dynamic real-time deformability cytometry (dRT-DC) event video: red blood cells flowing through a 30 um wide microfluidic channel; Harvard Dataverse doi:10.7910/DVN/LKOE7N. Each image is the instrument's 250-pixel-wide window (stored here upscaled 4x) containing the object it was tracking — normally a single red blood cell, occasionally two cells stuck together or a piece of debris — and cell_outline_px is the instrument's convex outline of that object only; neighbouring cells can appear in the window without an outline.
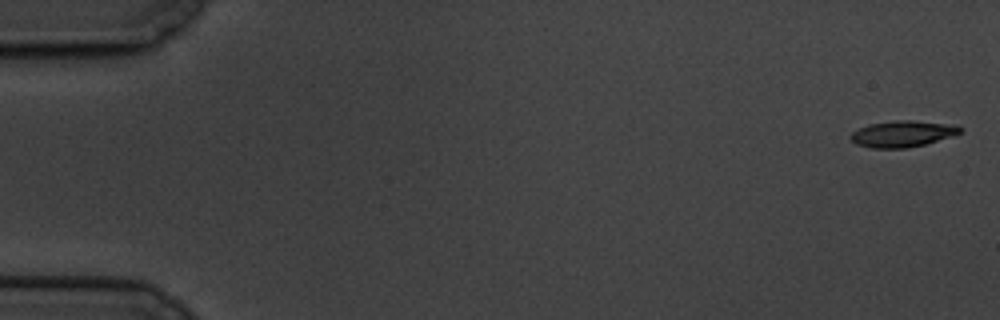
{"species": "common noctule bat (a hibernating species)", "species_latin": "Nyctalus noctula", "temperature_condition": "cold", "stored_images_in_passage": 8, "camera_frame_rate_fps": 3000, "um_per_image_px": 0.085, "animal": {"sex": "male", "body_mass_g": 19.5, "forearm_length_mm": 54.6}, "frame": {"image": 1, "passage_image": 1, "time_ms": 0.0, "image_size_px": [1000, 320], "cell_outline_px": [[960, 132], [924, 144], [908, 148], [872, 148], [856, 144], [848, 136], [852, 132], [860, 128], [872, 124], [896, 120], [912, 120], [956, 124], [960, 128]], "centroid_in_image_um": [76.67, 11.37], "position_along_channel_um": 8.3, "area_um2": 16.47}}
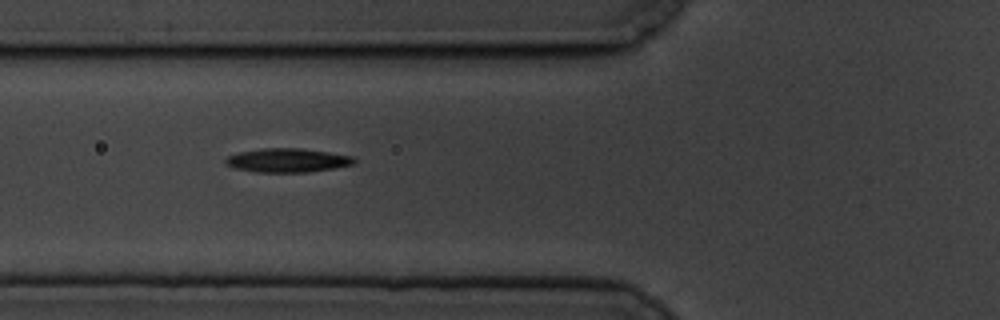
{"frame": {"image": 2, "passage_image": 7, "time_ms": 7.0, "image_size_px": [1000, 320], "cell_outline_px": [[356, 160], [352, 164], [332, 168], [308, 172], [256, 172], [236, 168], [224, 164], [224, 160], [228, 156], [240, 152], [264, 148], [304, 148], [352, 156]], "centroid_in_image_um": [24.41, 13.62], "position_along_channel_um": 101.4, "area_um2": 17.74}}
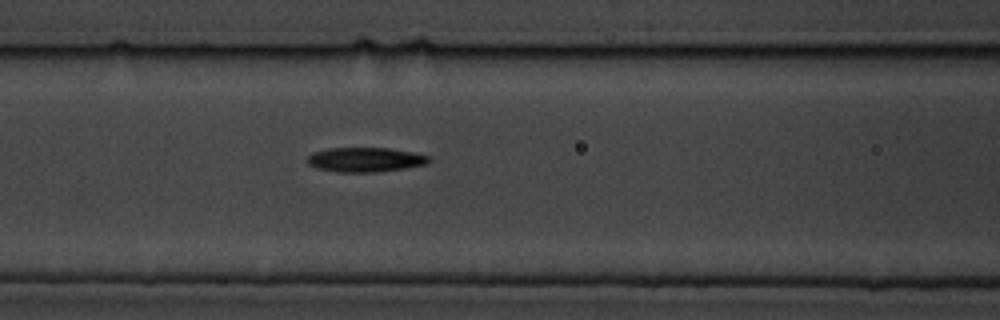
{"frame": {"image": 3, "passage_image": 8, "time_ms": 8.0, "image_size_px": [1000, 320], "cell_outline_px": [[432, 160], [428, 164], [404, 168], [376, 172], [336, 172], [320, 168], [308, 164], [308, 156], [312, 152], [328, 148], [388, 148], [412, 152], [432, 156]], "centroid_in_image_um": [31.1, 13.56], "position_along_channel_um": 135.5, "area_um2": 17.4}}